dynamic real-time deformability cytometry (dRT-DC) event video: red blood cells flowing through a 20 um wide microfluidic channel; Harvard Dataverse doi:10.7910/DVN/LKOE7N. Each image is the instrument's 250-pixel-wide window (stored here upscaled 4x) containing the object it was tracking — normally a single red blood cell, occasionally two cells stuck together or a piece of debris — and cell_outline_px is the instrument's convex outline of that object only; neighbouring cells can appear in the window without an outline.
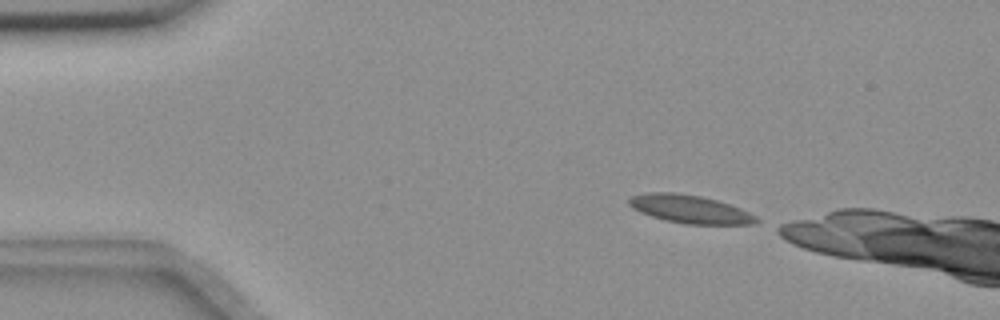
{"species": "common noctule bat (a hibernating species)", "species_latin": "Nyctalus noctula", "temperature_condition": "room temperature", "stored_images_in_passage": 5, "camera_frame_rate_fps": 3000, "um_per_image_px": 0.085, "animal": {"sex": "female", "body_mass_g": 18.4}, "frame": {"image": 1, "passage_image": 1, "time_ms": 0.0, "image_size_px": [1000, 320], "cell_outline_px": [[760, 220], [752, 224], [684, 224], [664, 220], [640, 212], [632, 208], [628, 204], [628, 200], [632, 196], [648, 192], [676, 192], [700, 196], [716, 200], [740, 208], [756, 216]], "centroid_in_image_um": [58.61, 17.77], "position_along_channel_um": 26.4, "area_um2": 20.81}}